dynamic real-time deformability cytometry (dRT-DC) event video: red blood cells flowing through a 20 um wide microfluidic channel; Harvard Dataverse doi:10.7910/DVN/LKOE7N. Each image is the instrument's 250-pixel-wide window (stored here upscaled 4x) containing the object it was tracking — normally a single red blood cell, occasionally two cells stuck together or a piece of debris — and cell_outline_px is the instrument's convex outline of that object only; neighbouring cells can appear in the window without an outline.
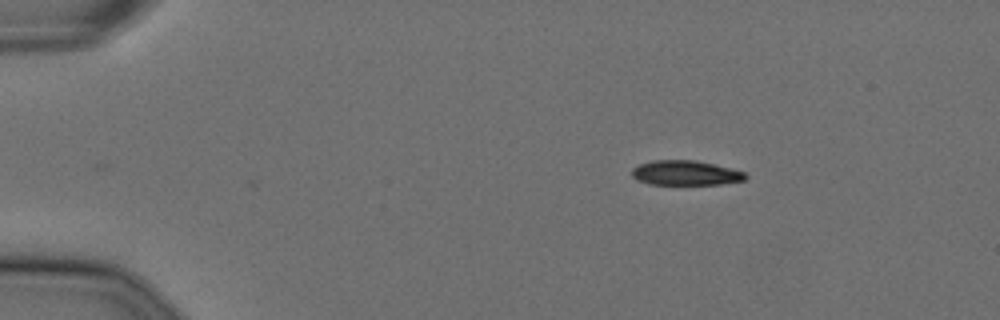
{"species": "Egyptian fruit bat (a non-hibernating species)", "species_latin": "Rousettus aegyptiacus", "temperature_condition": "cold", "stored_images_in_passage": 48, "camera_frame_rate_fps": 3000, "um_per_image_px": 0.085, "animal": {"sex": "female"}, "frame": {"image": 1, "passage_image": 1, "time_ms": 0.0, "image_size_px": [1000, 320], "cell_outline_px": [[748, 176], [744, 180], [720, 184], [648, 184], [636, 180], [632, 176], [632, 168], [640, 164], [652, 160], [696, 160], [744, 172]], "centroid_in_image_um": [58.22, 14.7], "position_along_channel_um": 26.8, "area_um2": 16.24}}
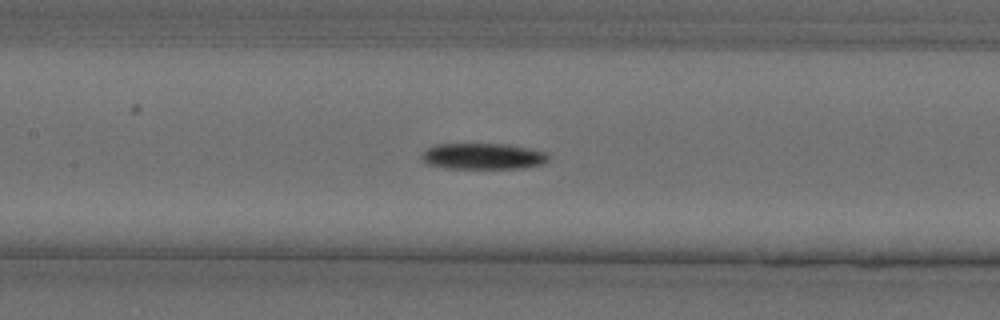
{"frame": {"image": 2, "passage_image": 19, "time_ms": 6.0, "image_size_px": [1000, 320], "cell_outline_px": [[548, 160], [544, 164], [524, 168], [444, 168], [424, 164], [420, 160], [420, 156], [428, 148], [436, 144], [508, 144], [548, 152]], "centroid_in_image_um": [41.03, 13.29], "position_along_channel_um": 166.4, "area_um2": 19.54}}
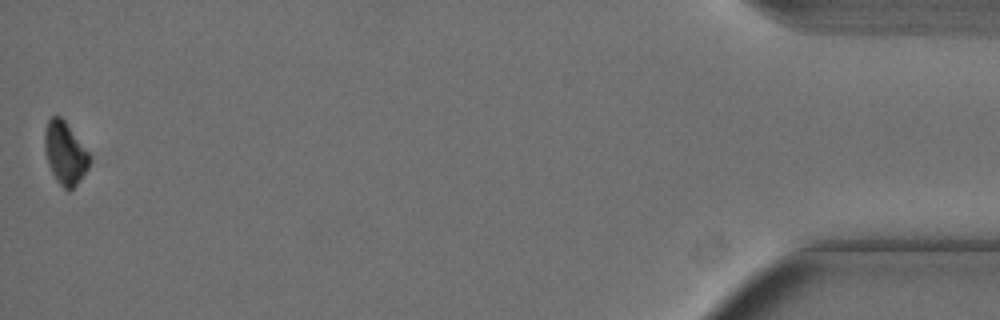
{"frame": {"image": 3, "passage_image": 48, "time_ms": 15.667, "image_size_px": [1000, 320], "cell_outline_px": [[88, 168], [76, 184], [68, 192], [56, 180], [48, 164], [44, 152], [44, 132], [48, 120], [52, 116], [60, 116], [64, 120], [88, 152]], "centroid_in_image_um": [5.48, 13.01], "position_along_channel_um": 429.7, "area_um2": 16.01}, "authors_computed_cell_mechanics": {"area_um2": 19.3052, "velocity_mm_per_s": 3.623, "shape_relaxation_time_tau1_ms": 7.5788, "shape_relaxation_time_tau2_ms": null, "deformation_change_tau1": 0.1531, "deformation_change_tau2": null}}